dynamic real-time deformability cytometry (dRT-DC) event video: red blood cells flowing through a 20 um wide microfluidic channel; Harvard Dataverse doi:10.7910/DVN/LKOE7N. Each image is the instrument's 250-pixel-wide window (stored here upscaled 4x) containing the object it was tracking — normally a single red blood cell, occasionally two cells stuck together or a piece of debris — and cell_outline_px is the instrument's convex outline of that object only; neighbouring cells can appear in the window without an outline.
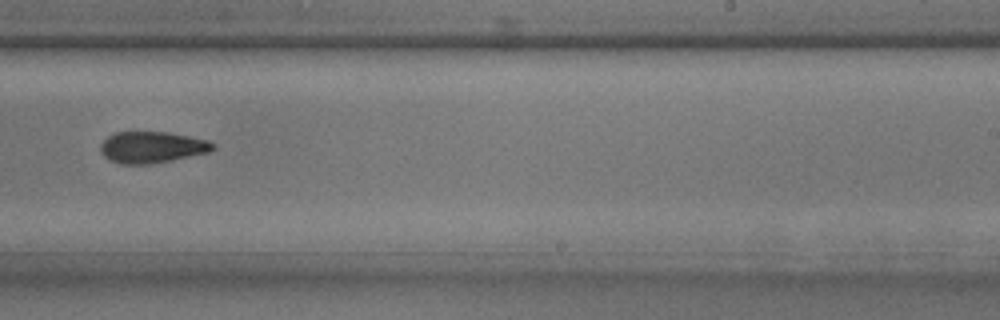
{"species": "common noctule bat (a hibernating species)", "species_latin": "Nyctalus noctula", "temperature_condition": "room temperature", "stored_images_in_passage": 33, "camera_frame_rate_fps": 3000, "um_per_image_px": 0.085, "animal": {"sex": "male", "body_mass_g": 17.9, "forearm_length_mm": 54.2}, "frame": {"image": 1, "passage_image": 19, "time_ms": 6.0, "image_size_px": [1000, 320], "cell_outline_px": [[216, 148], [208, 152], [172, 160], [148, 164], [120, 164], [108, 160], [100, 152], [100, 144], [108, 136], [116, 132], [168, 132], [208, 140], [216, 144]], "centroid_in_image_um": [12.9, 12.52], "position_along_channel_um": 276.1, "area_um2": 20.63}}